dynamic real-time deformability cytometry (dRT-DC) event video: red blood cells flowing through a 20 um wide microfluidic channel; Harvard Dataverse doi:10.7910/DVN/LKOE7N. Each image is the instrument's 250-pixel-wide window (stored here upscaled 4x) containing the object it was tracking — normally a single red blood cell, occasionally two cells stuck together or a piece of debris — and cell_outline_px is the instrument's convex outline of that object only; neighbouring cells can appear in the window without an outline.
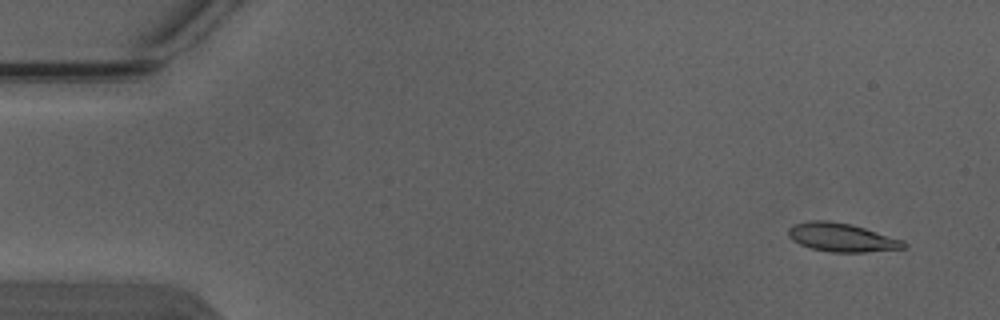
{"species": "Egyptian fruit bat (a non-hibernating species)", "species_latin": "Rousettus aegyptiacus", "temperature_condition": "warm", "stored_images_in_passage": 4, "segment_of_instrument_passage": [2, 2], "camera_frame_rate_fps": 3000, "um_per_image_px": 0.085, "animal": {"sex": "male"}, "frame": {"image": 1, "passage_image": 4, "time_ms": 1.0, "image_size_px": [1000, 320], "cell_outline_px": [[908, 244], [904, 248], [864, 252], [832, 252], [812, 248], [800, 244], [792, 240], [788, 236], [788, 228], [792, 224], [808, 220], [828, 220], [852, 224], [904, 240]], "centroid_in_image_um": [71.53, 20.16], "position_along_channel_um": 13.5, "area_um2": 19.31}}